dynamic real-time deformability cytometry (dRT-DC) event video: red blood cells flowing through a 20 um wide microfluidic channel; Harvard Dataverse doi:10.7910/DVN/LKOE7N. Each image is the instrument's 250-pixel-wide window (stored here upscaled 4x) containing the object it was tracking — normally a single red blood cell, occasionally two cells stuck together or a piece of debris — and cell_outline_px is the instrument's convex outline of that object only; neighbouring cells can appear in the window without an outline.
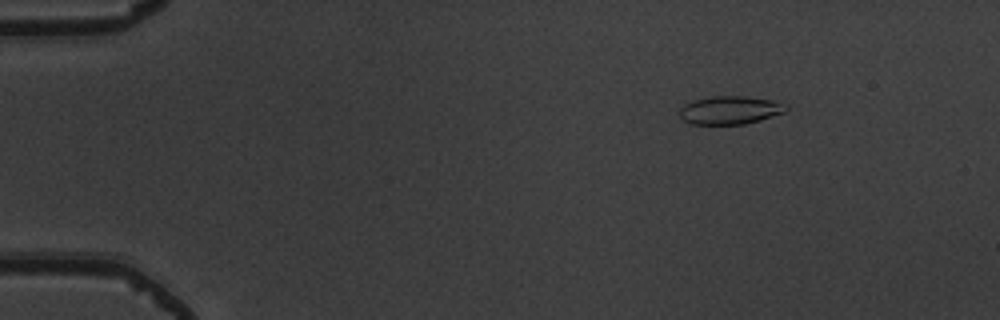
{"species": "common noctule bat (a hibernating species)", "species_latin": "Nyctalus noctula", "temperature_condition": "warm", "stored_images_in_passage": 52, "camera_frame_rate_fps": 3000, "um_per_image_px": 0.085, "animal": {"sex": "male", "body_mass_g": 19.5, "forearm_length_mm": 54.6}, "frame": {"image": 1, "passage_image": 6, "time_ms": 1.667, "image_size_px": [1000, 320], "cell_outline_px": [[788, 108], [784, 112], [760, 120], [744, 124], [688, 124], [680, 116], [680, 108], [684, 104], [692, 100], [712, 96], [744, 96], [772, 100], [788, 104]], "centroid_in_image_um": [62.04, 9.35], "position_along_channel_um": 23.0, "area_um2": 17.57}}
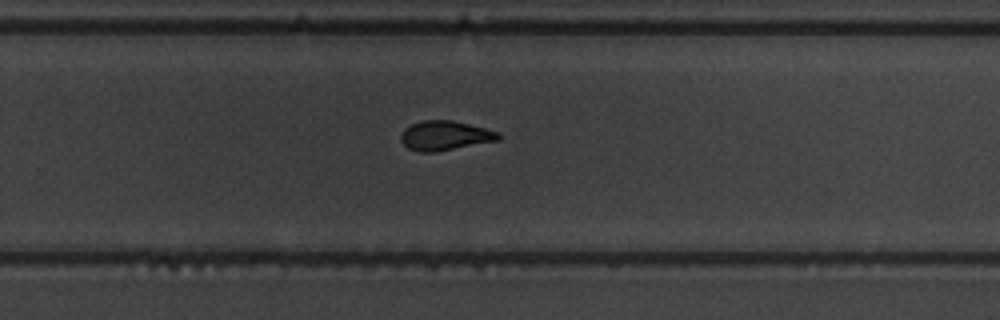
{"frame": {"image": 2, "passage_image": 34, "time_ms": 11.0, "image_size_px": [1000, 320], "cell_outline_px": [[500, 140], [436, 152], [420, 152], [408, 148], [400, 140], [400, 136], [404, 128], [412, 124], [424, 120], [452, 120], [500, 132]], "centroid_in_image_um": [37.82, 11.53], "position_along_channel_um": 292.0, "area_um2": 16.76}}
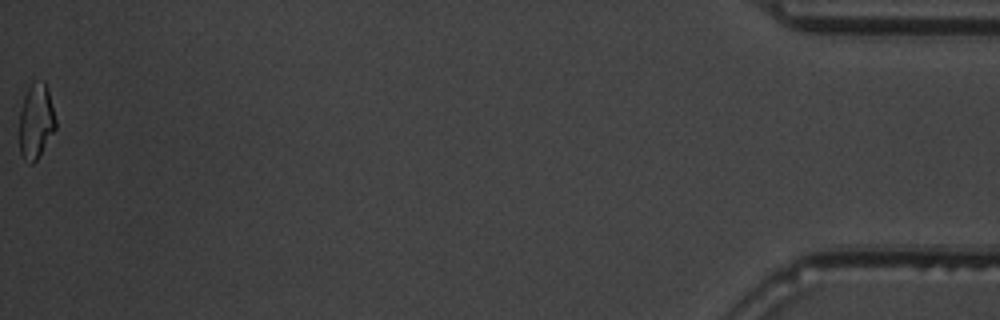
{"frame": {"image": 3, "passage_image": 52, "time_ms": 17.0, "image_size_px": [1000, 320], "cell_outline_px": [[56, 128], [36, 160], [32, 164], [28, 164], [20, 156], [20, 112], [24, 96], [32, 80], [44, 80], [48, 88], [56, 120]], "centroid_in_image_um": [3.06, 10.28], "position_along_channel_um": 432.1, "area_um2": 16.01}, "authors_computed_cell_mechanics": {"area_um2": 17.1377, "velocity_mm_per_s": 3.8676, "shape_relaxation_time_tau1_ms": 3.8844, "shape_relaxation_time_tau2_ms": 1.5468, "deformation_change_tau1": 0.1373, "deformation_change_tau2": 0.0751}}